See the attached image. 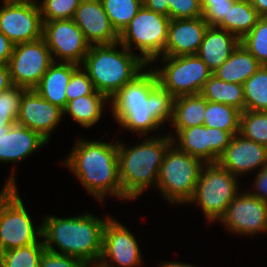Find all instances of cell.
Here are the masks:
<instances>
[{"mask_svg":"<svg viewBox=\"0 0 267 267\" xmlns=\"http://www.w3.org/2000/svg\"><path fill=\"white\" fill-rule=\"evenodd\" d=\"M106 220L91 214L70 218L48 216L41 226L47 251L78 258L88 265H97L102 254L103 229ZM57 245V251L53 245ZM94 264H93V263Z\"/></svg>","mask_w":267,"mask_h":267,"instance_id":"cell-1","label":"cell"},{"mask_svg":"<svg viewBox=\"0 0 267 267\" xmlns=\"http://www.w3.org/2000/svg\"><path fill=\"white\" fill-rule=\"evenodd\" d=\"M65 160L83 186L99 201L108 194L125 199L119 177L118 141L115 144L79 140Z\"/></svg>","mask_w":267,"mask_h":267,"instance_id":"cell-2","label":"cell"},{"mask_svg":"<svg viewBox=\"0 0 267 267\" xmlns=\"http://www.w3.org/2000/svg\"><path fill=\"white\" fill-rule=\"evenodd\" d=\"M122 46V51L116 46ZM94 89L111 98L127 83L133 81L147 64L119 42L91 45L83 61Z\"/></svg>","mask_w":267,"mask_h":267,"instance_id":"cell-3","label":"cell"},{"mask_svg":"<svg viewBox=\"0 0 267 267\" xmlns=\"http://www.w3.org/2000/svg\"><path fill=\"white\" fill-rule=\"evenodd\" d=\"M172 144L170 135L146 138L127 149L118 141L119 177L125 200L136 199L150 184L156 186L164 156Z\"/></svg>","mask_w":267,"mask_h":267,"instance_id":"cell-4","label":"cell"},{"mask_svg":"<svg viewBox=\"0 0 267 267\" xmlns=\"http://www.w3.org/2000/svg\"><path fill=\"white\" fill-rule=\"evenodd\" d=\"M158 84L155 72L146 71L127 83L111 99L113 116L125 129L141 135L153 131L161 123L148 110V96Z\"/></svg>","mask_w":267,"mask_h":267,"instance_id":"cell-5","label":"cell"},{"mask_svg":"<svg viewBox=\"0 0 267 267\" xmlns=\"http://www.w3.org/2000/svg\"><path fill=\"white\" fill-rule=\"evenodd\" d=\"M203 161L180 151L173 144L168 148L160 167L156 187L172 203H189L193 198Z\"/></svg>","mask_w":267,"mask_h":267,"instance_id":"cell-6","label":"cell"},{"mask_svg":"<svg viewBox=\"0 0 267 267\" xmlns=\"http://www.w3.org/2000/svg\"><path fill=\"white\" fill-rule=\"evenodd\" d=\"M169 16L156 13L143 5L119 34V43L132 52V44L148 65L163 55L168 38Z\"/></svg>","mask_w":267,"mask_h":267,"instance_id":"cell-7","label":"cell"},{"mask_svg":"<svg viewBox=\"0 0 267 267\" xmlns=\"http://www.w3.org/2000/svg\"><path fill=\"white\" fill-rule=\"evenodd\" d=\"M201 169L193 198L190 203H198L210 222L220 219L229 204L238 194L235 175L221 168L217 163L205 164Z\"/></svg>","mask_w":267,"mask_h":267,"instance_id":"cell-8","label":"cell"},{"mask_svg":"<svg viewBox=\"0 0 267 267\" xmlns=\"http://www.w3.org/2000/svg\"><path fill=\"white\" fill-rule=\"evenodd\" d=\"M41 232L33 226L17 188L9 187L0 196V253L37 243Z\"/></svg>","mask_w":267,"mask_h":267,"instance_id":"cell-9","label":"cell"},{"mask_svg":"<svg viewBox=\"0 0 267 267\" xmlns=\"http://www.w3.org/2000/svg\"><path fill=\"white\" fill-rule=\"evenodd\" d=\"M162 69L153 71L158 83L176 98L182 95L200 94L212 71L197 55L161 56Z\"/></svg>","mask_w":267,"mask_h":267,"instance_id":"cell-10","label":"cell"},{"mask_svg":"<svg viewBox=\"0 0 267 267\" xmlns=\"http://www.w3.org/2000/svg\"><path fill=\"white\" fill-rule=\"evenodd\" d=\"M53 63L43 38L14 45L8 62L13 86L34 89Z\"/></svg>","mask_w":267,"mask_h":267,"instance_id":"cell-11","label":"cell"},{"mask_svg":"<svg viewBox=\"0 0 267 267\" xmlns=\"http://www.w3.org/2000/svg\"><path fill=\"white\" fill-rule=\"evenodd\" d=\"M42 38L51 51L54 62L81 65L91 45L73 19L43 22ZM55 54V57H53Z\"/></svg>","mask_w":267,"mask_h":267,"instance_id":"cell-12","label":"cell"},{"mask_svg":"<svg viewBox=\"0 0 267 267\" xmlns=\"http://www.w3.org/2000/svg\"><path fill=\"white\" fill-rule=\"evenodd\" d=\"M37 2L3 3L0 9V31L14 45L42 38L43 21Z\"/></svg>","mask_w":267,"mask_h":267,"instance_id":"cell-13","label":"cell"},{"mask_svg":"<svg viewBox=\"0 0 267 267\" xmlns=\"http://www.w3.org/2000/svg\"><path fill=\"white\" fill-rule=\"evenodd\" d=\"M176 134L178 144L175 137L170 135L173 145L180 151L201 159L205 164L217 163L232 138L228 131L205 125L176 130Z\"/></svg>","mask_w":267,"mask_h":267,"instance_id":"cell-14","label":"cell"},{"mask_svg":"<svg viewBox=\"0 0 267 267\" xmlns=\"http://www.w3.org/2000/svg\"><path fill=\"white\" fill-rule=\"evenodd\" d=\"M249 192L237 194L219 220L234 233L251 236L267 230V202Z\"/></svg>","mask_w":267,"mask_h":267,"instance_id":"cell-15","label":"cell"},{"mask_svg":"<svg viewBox=\"0 0 267 267\" xmlns=\"http://www.w3.org/2000/svg\"><path fill=\"white\" fill-rule=\"evenodd\" d=\"M140 253L135 236L121 223L109 217L104 225L102 254L97 265L113 267L108 263L109 258L120 267H135L141 264Z\"/></svg>","mask_w":267,"mask_h":267,"instance_id":"cell-16","label":"cell"},{"mask_svg":"<svg viewBox=\"0 0 267 267\" xmlns=\"http://www.w3.org/2000/svg\"><path fill=\"white\" fill-rule=\"evenodd\" d=\"M62 115L63 109L42 98L35 89H27L21 99L17 124L39 133L48 141Z\"/></svg>","mask_w":267,"mask_h":267,"instance_id":"cell-17","label":"cell"},{"mask_svg":"<svg viewBox=\"0 0 267 267\" xmlns=\"http://www.w3.org/2000/svg\"><path fill=\"white\" fill-rule=\"evenodd\" d=\"M267 163V147L244 138L241 134L232 136L229 145L220 155L217 164L240 176ZM261 166V167H260Z\"/></svg>","mask_w":267,"mask_h":267,"instance_id":"cell-18","label":"cell"},{"mask_svg":"<svg viewBox=\"0 0 267 267\" xmlns=\"http://www.w3.org/2000/svg\"><path fill=\"white\" fill-rule=\"evenodd\" d=\"M73 20L90 45L119 42V34L112 27L101 0H82Z\"/></svg>","mask_w":267,"mask_h":267,"instance_id":"cell-19","label":"cell"},{"mask_svg":"<svg viewBox=\"0 0 267 267\" xmlns=\"http://www.w3.org/2000/svg\"><path fill=\"white\" fill-rule=\"evenodd\" d=\"M208 26L203 17L172 19L162 56L196 55Z\"/></svg>","mask_w":267,"mask_h":267,"instance_id":"cell-20","label":"cell"},{"mask_svg":"<svg viewBox=\"0 0 267 267\" xmlns=\"http://www.w3.org/2000/svg\"><path fill=\"white\" fill-rule=\"evenodd\" d=\"M47 142L39 133L15 124L7 134H0V161L18 162Z\"/></svg>","mask_w":267,"mask_h":267,"instance_id":"cell-21","label":"cell"},{"mask_svg":"<svg viewBox=\"0 0 267 267\" xmlns=\"http://www.w3.org/2000/svg\"><path fill=\"white\" fill-rule=\"evenodd\" d=\"M240 40L229 31L217 26H208L197 56L213 72L231 56Z\"/></svg>","mask_w":267,"mask_h":267,"instance_id":"cell-22","label":"cell"},{"mask_svg":"<svg viewBox=\"0 0 267 267\" xmlns=\"http://www.w3.org/2000/svg\"><path fill=\"white\" fill-rule=\"evenodd\" d=\"M78 68L74 63L54 62L34 89L42 98L64 110L67 106L66 87Z\"/></svg>","mask_w":267,"mask_h":267,"instance_id":"cell-23","label":"cell"},{"mask_svg":"<svg viewBox=\"0 0 267 267\" xmlns=\"http://www.w3.org/2000/svg\"><path fill=\"white\" fill-rule=\"evenodd\" d=\"M261 66L258 60L240 43L231 56L212 72V75L225 82L243 84Z\"/></svg>","mask_w":267,"mask_h":267,"instance_id":"cell-24","label":"cell"},{"mask_svg":"<svg viewBox=\"0 0 267 267\" xmlns=\"http://www.w3.org/2000/svg\"><path fill=\"white\" fill-rule=\"evenodd\" d=\"M205 110L206 99L201 94L176 97L172 120L175 130L203 125Z\"/></svg>","mask_w":267,"mask_h":267,"instance_id":"cell-25","label":"cell"},{"mask_svg":"<svg viewBox=\"0 0 267 267\" xmlns=\"http://www.w3.org/2000/svg\"><path fill=\"white\" fill-rule=\"evenodd\" d=\"M200 94L207 101L229 105L241 112L245 110L243 84L225 82L212 75L205 82Z\"/></svg>","mask_w":267,"mask_h":267,"instance_id":"cell-26","label":"cell"},{"mask_svg":"<svg viewBox=\"0 0 267 267\" xmlns=\"http://www.w3.org/2000/svg\"><path fill=\"white\" fill-rule=\"evenodd\" d=\"M260 16L249 0H235L227 17L217 26L242 40L256 25Z\"/></svg>","mask_w":267,"mask_h":267,"instance_id":"cell-27","label":"cell"},{"mask_svg":"<svg viewBox=\"0 0 267 267\" xmlns=\"http://www.w3.org/2000/svg\"><path fill=\"white\" fill-rule=\"evenodd\" d=\"M107 100L105 95L95 90L90 95L80 96L69 101L63 111L64 114H70L83 127L88 128L101 118L103 104Z\"/></svg>","mask_w":267,"mask_h":267,"instance_id":"cell-28","label":"cell"},{"mask_svg":"<svg viewBox=\"0 0 267 267\" xmlns=\"http://www.w3.org/2000/svg\"><path fill=\"white\" fill-rule=\"evenodd\" d=\"M241 111L235 107L206 100L203 125L228 131L232 136L239 133Z\"/></svg>","mask_w":267,"mask_h":267,"instance_id":"cell-29","label":"cell"},{"mask_svg":"<svg viewBox=\"0 0 267 267\" xmlns=\"http://www.w3.org/2000/svg\"><path fill=\"white\" fill-rule=\"evenodd\" d=\"M245 110L267 111V65L243 83Z\"/></svg>","mask_w":267,"mask_h":267,"instance_id":"cell-30","label":"cell"},{"mask_svg":"<svg viewBox=\"0 0 267 267\" xmlns=\"http://www.w3.org/2000/svg\"><path fill=\"white\" fill-rule=\"evenodd\" d=\"M101 2L112 27L118 34L122 32L143 6L142 0H101Z\"/></svg>","mask_w":267,"mask_h":267,"instance_id":"cell-31","label":"cell"},{"mask_svg":"<svg viewBox=\"0 0 267 267\" xmlns=\"http://www.w3.org/2000/svg\"><path fill=\"white\" fill-rule=\"evenodd\" d=\"M45 250L43 240L28 246L5 250L0 253L2 267H39Z\"/></svg>","mask_w":267,"mask_h":267,"instance_id":"cell-32","label":"cell"},{"mask_svg":"<svg viewBox=\"0 0 267 267\" xmlns=\"http://www.w3.org/2000/svg\"><path fill=\"white\" fill-rule=\"evenodd\" d=\"M26 88L12 86L0 93V134H7L17 124L20 103Z\"/></svg>","mask_w":267,"mask_h":267,"instance_id":"cell-33","label":"cell"},{"mask_svg":"<svg viewBox=\"0 0 267 267\" xmlns=\"http://www.w3.org/2000/svg\"><path fill=\"white\" fill-rule=\"evenodd\" d=\"M239 134L267 147V111L241 112Z\"/></svg>","mask_w":267,"mask_h":267,"instance_id":"cell-34","label":"cell"},{"mask_svg":"<svg viewBox=\"0 0 267 267\" xmlns=\"http://www.w3.org/2000/svg\"><path fill=\"white\" fill-rule=\"evenodd\" d=\"M240 43L261 65H267V17H260Z\"/></svg>","mask_w":267,"mask_h":267,"instance_id":"cell-35","label":"cell"},{"mask_svg":"<svg viewBox=\"0 0 267 267\" xmlns=\"http://www.w3.org/2000/svg\"><path fill=\"white\" fill-rule=\"evenodd\" d=\"M174 99L171 93L158 83L148 96V110L161 124L166 120L172 122Z\"/></svg>","mask_w":267,"mask_h":267,"instance_id":"cell-36","label":"cell"},{"mask_svg":"<svg viewBox=\"0 0 267 267\" xmlns=\"http://www.w3.org/2000/svg\"><path fill=\"white\" fill-rule=\"evenodd\" d=\"M82 0H43L39 5L42 21L73 19Z\"/></svg>","mask_w":267,"mask_h":267,"instance_id":"cell-37","label":"cell"},{"mask_svg":"<svg viewBox=\"0 0 267 267\" xmlns=\"http://www.w3.org/2000/svg\"><path fill=\"white\" fill-rule=\"evenodd\" d=\"M235 0H201L203 19L209 26H218L229 12Z\"/></svg>","mask_w":267,"mask_h":267,"instance_id":"cell-38","label":"cell"},{"mask_svg":"<svg viewBox=\"0 0 267 267\" xmlns=\"http://www.w3.org/2000/svg\"><path fill=\"white\" fill-rule=\"evenodd\" d=\"M203 16L201 0H169V18L193 19Z\"/></svg>","mask_w":267,"mask_h":267,"instance_id":"cell-39","label":"cell"},{"mask_svg":"<svg viewBox=\"0 0 267 267\" xmlns=\"http://www.w3.org/2000/svg\"><path fill=\"white\" fill-rule=\"evenodd\" d=\"M95 91L88 73L80 67L72 74L69 84L66 87L67 103L77 97L90 95Z\"/></svg>","mask_w":267,"mask_h":267,"instance_id":"cell-40","label":"cell"},{"mask_svg":"<svg viewBox=\"0 0 267 267\" xmlns=\"http://www.w3.org/2000/svg\"><path fill=\"white\" fill-rule=\"evenodd\" d=\"M86 262L67 255L56 254L45 250L39 267H89Z\"/></svg>","mask_w":267,"mask_h":267,"instance_id":"cell-41","label":"cell"},{"mask_svg":"<svg viewBox=\"0 0 267 267\" xmlns=\"http://www.w3.org/2000/svg\"><path fill=\"white\" fill-rule=\"evenodd\" d=\"M253 187L258 191L250 194L267 202V163L259 170Z\"/></svg>","mask_w":267,"mask_h":267,"instance_id":"cell-42","label":"cell"},{"mask_svg":"<svg viewBox=\"0 0 267 267\" xmlns=\"http://www.w3.org/2000/svg\"><path fill=\"white\" fill-rule=\"evenodd\" d=\"M14 44L0 31V64H8Z\"/></svg>","mask_w":267,"mask_h":267,"instance_id":"cell-43","label":"cell"},{"mask_svg":"<svg viewBox=\"0 0 267 267\" xmlns=\"http://www.w3.org/2000/svg\"><path fill=\"white\" fill-rule=\"evenodd\" d=\"M148 9L169 16V0H142Z\"/></svg>","mask_w":267,"mask_h":267,"instance_id":"cell-44","label":"cell"},{"mask_svg":"<svg viewBox=\"0 0 267 267\" xmlns=\"http://www.w3.org/2000/svg\"><path fill=\"white\" fill-rule=\"evenodd\" d=\"M13 86L8 64H0V93Z\"/></svg>","mask_w":267,"mask_h":267,"instance_id":"cell-45","label":"cell"},{"mask_svg":"<svg viewBox=\"0 0 267 267\" xmlns=\"http://www.w3.org/2000/svg\"><path fill=\"white\" fill-rule=\"evenodd\" d=\"M260 17H267V0H249Z\"/></svg>","mask_w":267,"mask_h":267,"instance_id":"cell-46","label":"cell"},{"mask_svg":"<svg viewBox=\"0 0 267 267\" xmlns=\"http://www.w3.org/2000/svg\"><path fill=\"white\" fill-rule=\"evenodd\" d=\"M159 267H195V266L185 263H177L173 261V262L163 263Z\"/></svg>","mask_w":267,"mask_h":267,"instance_id":"cell-47","label":"cell"},{"mask_svg":"<svg viewBox=\"0 0 267 267\" xmlns=\"http://www.w3.org/2000/svg\"><path fill=\"white\" fill-rule=\"evenodd\" d=\"M9 187H16L15 184V177L14 175L10 176V178L7 180V183L4 185L2 192L0 193V196L9 188Z\"/></svg>","mask_w":267,"mask_h":267,"instance_id":"cell-48","label":"cell"},{"mask_svg":"<svg viewBox=\"0 0 267 267\" xmlns=\"http://www.w3.org/2000/svg\"><path fill=\"white\" fill-rule=\"evenodd\" d=\"M32 0H4L3 3H27V2H30Z\"/></svg>","mask_w":267,"mask_h":267,"instance_id":"cell-49","label":"cell"},{"mask_svg":"<svg viewBox=\"0 0 267 267\" xmlns=\"http://www.w3.org/2000/svg\"><path fill=\"white\" fill-rule=\"evenodd\" d=\"M90 267V266H89ZM91 267H99L98 265H91Z\"/></svg>","mask_w":267,"mask_h":267,"instance_id":"cell-50","label":"cell"}]
</instances>
